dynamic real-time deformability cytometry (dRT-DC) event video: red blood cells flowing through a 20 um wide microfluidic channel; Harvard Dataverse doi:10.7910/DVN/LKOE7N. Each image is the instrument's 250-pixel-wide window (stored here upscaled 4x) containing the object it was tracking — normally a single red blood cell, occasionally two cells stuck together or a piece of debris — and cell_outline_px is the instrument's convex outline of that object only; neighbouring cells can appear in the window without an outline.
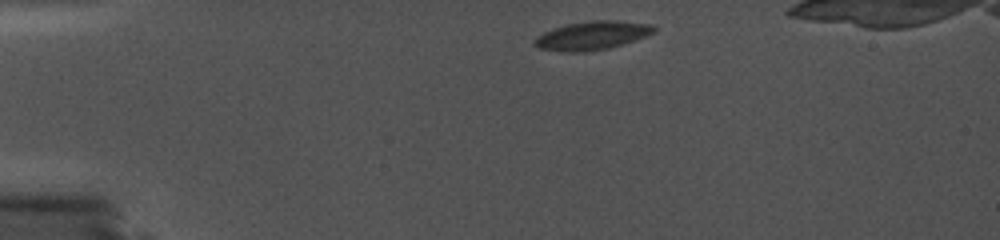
{"species": "common noctule bat (a hibernating species)", "species_latin": "Nyctalus noctula", "temperature_condition": "cold", "stored_images_in_passage": 25, "camera_frame_rate_fps": 5000, "um_per_image_px": 0.085, "animal": {"sex": "female", "body_mass_g": 19.0, "forearm_length_mm": 56.7}, "frame": {"image": 1, "passage_image": 1, "time_ms": 0.0, "image_size_px": [1000, 240], "cell_outline_px": [[656, 32], [624, 44], [608, 48], [584, 52], [564, 52], [540, 48], [532, 44], [532, 40], [536, 36], [552, 28], [568, 24], [588, 20], [616, 20], [652, 24], [656, 28]], "centroid_in_image_um": [50.32, 3.01], "position_along_channel_um": 34.7, "area_um2": 20.11}}
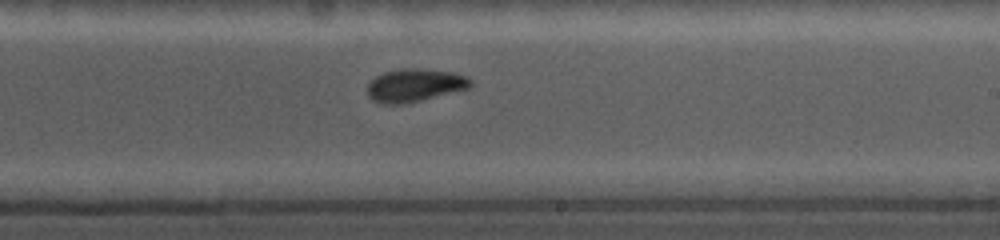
{"frame": {"image": 2, "passage_image": 16, "time_ms": 3.0, "image_size_px": [1000, 240], "cell_outline_px": [[472, 84], [468, 88], [408, 104], [380, 104], [372, 100], [368, 96], [368, 84], [376, 76], [384, 72], [404, 68], [412, 68], [452, 72], [468, 76], [472, 80]], "centroid_in_image_um": [35.24, 7.26], "position_along_channel_um": 253.8, "area_um2": 19.88}}
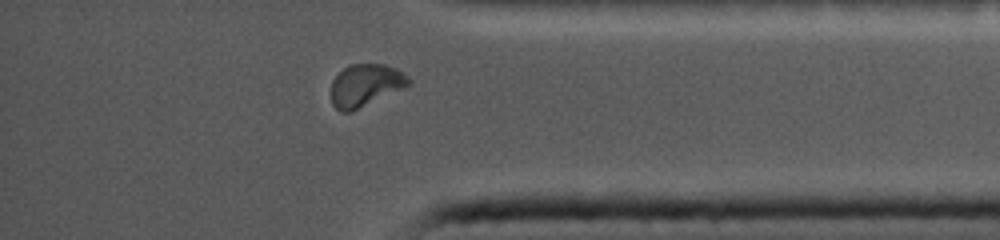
{"frame": {"image": 3, "passage_image": 23, "time_ms": 4.4, "image_size_px": [1000, 240], "cell_outline_px": [[412, 84], [404, 88], [352, 112], [340, 112], [332, 104], [332, 80], [348, 64], [384, 64], [396, 68], [408, 76], [412, 80]], "centroid_in_image_um": [31.09, 7.25], "position_along_channel_um": 404.1, "area_um2": 19.31}}